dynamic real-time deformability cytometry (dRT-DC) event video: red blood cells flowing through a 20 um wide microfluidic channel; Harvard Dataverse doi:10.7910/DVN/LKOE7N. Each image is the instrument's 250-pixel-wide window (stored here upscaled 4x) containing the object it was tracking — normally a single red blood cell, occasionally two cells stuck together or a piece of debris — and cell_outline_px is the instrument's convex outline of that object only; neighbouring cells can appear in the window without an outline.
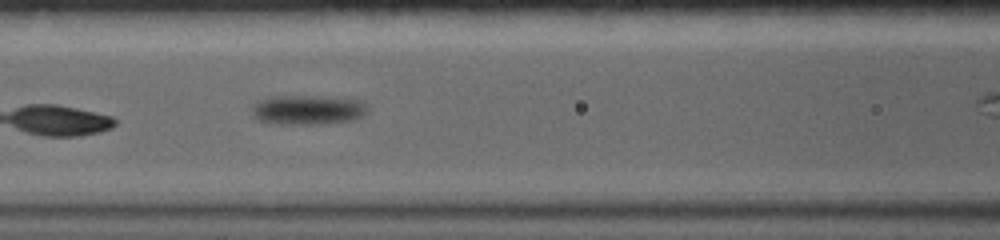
{"species": "common noctule bat (a hibernating species)", "species_latin": "Nyctalus noctula", "temperature_condition": "warm", "stored_images_in_passage": 15, "camera_frame_rate_fps": 5000, "um_per_image_px": 0.085, "animal": {"sex": "female", "body_mass_g": 19.0, "forearm_length_mm": 56.7}, "frame": {"image": 1, "passage_image": 3, "time_ms": 2.0, "image_size_px": [1000, 240], "cell_outline_px": [[368, 112], [356, 120], [320, 124], [276, 124], [256, 120], [252, 116], [252, 108], [256, 100], [272, 96], [316, 96], [356, 100], [368, 104]], "centroid_in_image_um": [26.13, 9.35], "position_along_channel_um": 140.5, "area_um2": 20.23}}
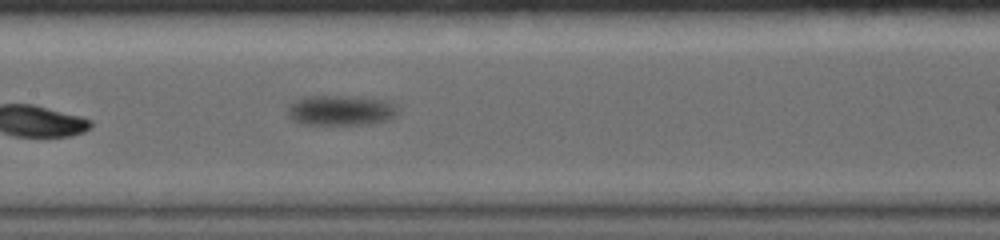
{"frame": {"image": 2, "passage_image": 5, "time_ms": 3.2, "image_size_px": [1000, 240], "cell_outline_px": [[400, 112], [396, 116], [388, 120], [372, 124], [300, 124], [292, 120], [288, 116], [288, 108], [296, 100], [304, 96], [348, 96], [388, 100]], "centroid_in_image_um": [28.98, 9.38], "position_along_channel_um": 178.4, "area_um2": 19.48}}